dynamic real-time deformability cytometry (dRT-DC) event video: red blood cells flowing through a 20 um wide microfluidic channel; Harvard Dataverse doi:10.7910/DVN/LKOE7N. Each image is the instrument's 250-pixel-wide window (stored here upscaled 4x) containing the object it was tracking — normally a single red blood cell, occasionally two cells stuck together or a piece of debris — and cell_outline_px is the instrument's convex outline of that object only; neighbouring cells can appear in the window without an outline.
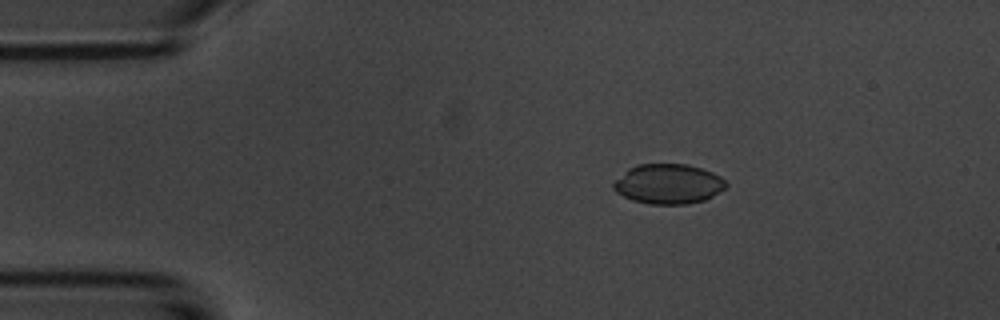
{"species": "common noctule bat (a hibernating species)", "species_latin": "Nyctalus noctula", "temperature_condition": "room temperature", "stored_images_in_passage": 47, "camera_frame_rate_fps": 3000, "um_per_image_px": 0.085, "animal": {"sex": "male", "body_mass_g": 20.1, "forearm_length_mm": 53.5}, "frame": {"image": 1, "passage_image": 3, "time_ms": 0.667, "image_size_px": [1000, 320], "cell_outline_px": [[728, 184], [720, 192], [704, 200], [688, 204], [648, 204], [632, 200], [616, 192], [612, 188], [612, 184], [628, 168], [636, 164], [688, 164], [712, 172], [720, 176]], "centroid_in_image_um": [56.8, 15.63], "position_along_channel_um": 28.2, "area_um2": 26.18}}
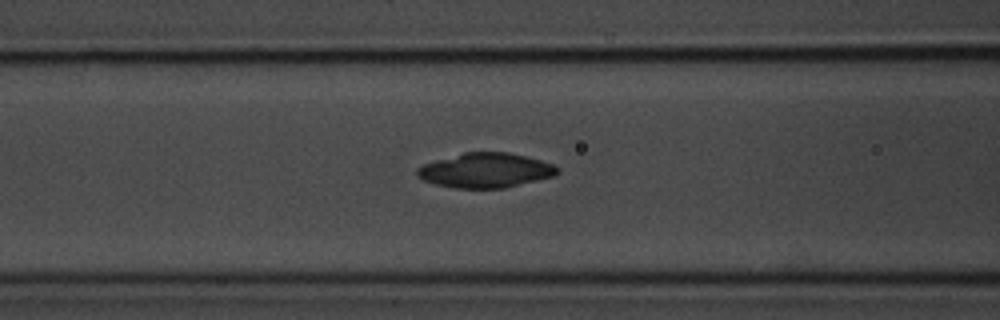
{"frame": {"image": 2, "passage_image": 15, "time_ms": 4.667, "image_size_px": [1000, 320], "cell_outline_px": [[560, 172], [552, 176], [504, 188], [456, 188], [436, 184], [424, 180], [416, 176], [416, 168], [424, 164], [436, 160], [464, 152], [508, 152], [540, 160], [552, 164], [560, 168]], "centroid_in_image_um": [41.25, 14.48], "position_along_channel_um": 125.3, "area_um2": 28.09}}
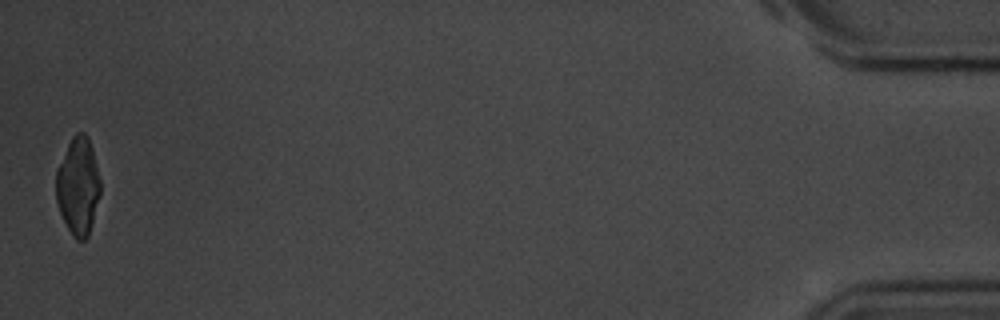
{"frame": {"image": 3, "passage_image": 47, "time_ms": 15.333, "image_size_px": [1000, 320], "cell_outline_px": [[100, 196], [88, 236], [84, 240], [76, 240], [72, 236], [60, 212], [56, 200], [56, 168], [72, 136], [76, 132], [84, 132], [88, 136], [92, 148], [100, 180]], "centroid_in_image_um": [6.63, 15.81], "position_along_channel_um": 428.6, "area_um2": 25.2}, "authors_computed_cell_mechanics": {"area_um2": 27.5706, "velocity_mm_per_s": 3.723, "shape_relaxation_time_tau1_ms": 7.0927, "shape_relaxation_time_tau2_ms": 3.1559, "deformation_change_tau1": 0.1358, "deformation_change_tau2": 0.0506}}